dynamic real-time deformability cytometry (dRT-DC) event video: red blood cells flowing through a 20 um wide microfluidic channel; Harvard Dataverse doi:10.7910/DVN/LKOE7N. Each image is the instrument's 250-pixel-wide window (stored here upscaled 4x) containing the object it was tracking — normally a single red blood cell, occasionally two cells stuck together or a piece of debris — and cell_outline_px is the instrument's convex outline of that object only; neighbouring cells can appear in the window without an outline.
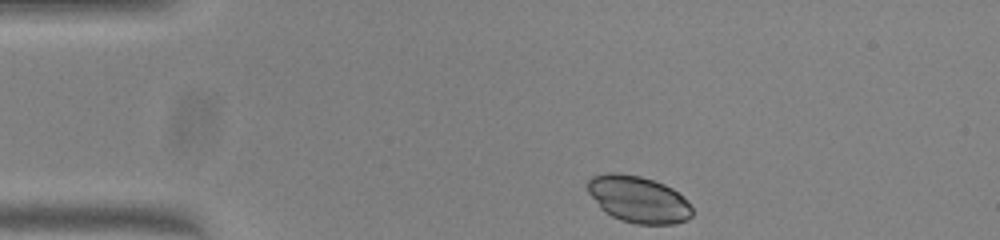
{"species": "common noctule bat (a hibernating species)", "species_latin": "Nyctalus noctula", "temperature_condition": "warm", "stored_images_in_passage": 36, "camera_frame_rate_fps": 3000, "um_per_image_px": 0.085, "animal": {"sex": "female", "body_mass_g": 23.0, "forearm_length_mm": 53.4}, "frame": {"image": 1, "passage_image": 1, "time_ms": 0.0, "image_size_px": [1000, 240], "cell_outline_px": [[692, 216], [688, 220], [672, 224], [636, 224], [620, 220], [604, 212], [600, 208], [588, 192], [588, 180], [592, 176], [608, 172], [616, 172], [640, 176], [664, 184], [672, 188], [688, 200], [692, 208]], "centroid_in_image_um": [54.26, 16.95], "position_along_channel_um": 30.7, "area_um2": 28.61}}